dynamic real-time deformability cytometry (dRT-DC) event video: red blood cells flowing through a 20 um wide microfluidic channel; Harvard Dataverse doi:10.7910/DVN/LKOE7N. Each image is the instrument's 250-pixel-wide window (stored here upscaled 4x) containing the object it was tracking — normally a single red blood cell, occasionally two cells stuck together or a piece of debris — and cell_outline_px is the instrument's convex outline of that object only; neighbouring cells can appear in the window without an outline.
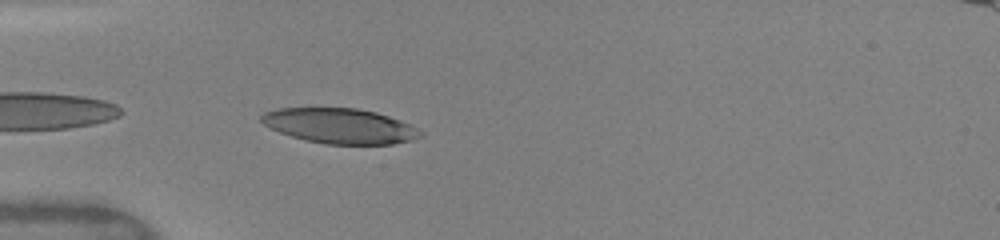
{"species": "human", "species_latin": "Homo sapiens", "temperature_condition": "warm", "stored_images_in_passage": 17, "camera_frame_rate_fps": 3000, "um_per_image_px": 0.085, "donor": {"sex": "female"}, "frame": {"image": 1, "passage_image": 1, "time_ms": 0.0, "image_size_px": [1000, 240], "cell_outline_px": [[424, 132], [420, 136], [412, 140], [392, 144], [328, 144], [304, 140], [280, 132], [264, 124], [260, 120], [260, 116], [264, 112], [276, 108], [356, 108], [376, 112], [400, 120]], "centroid_in_image_um": [28.88, 10.7], "position_along_channel_um": 56.1, "area_um2": 32.37}}
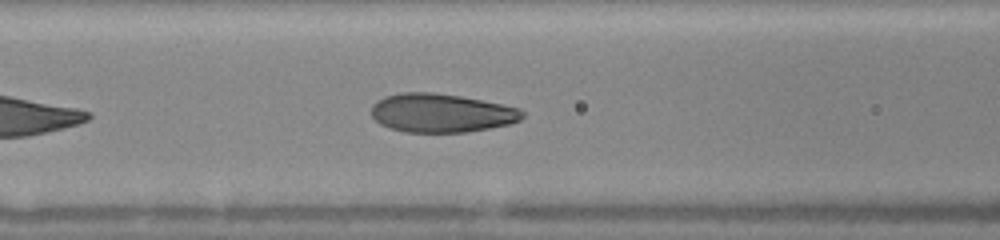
{"frame": {"image": 2, "passage_image": 7, "time_ms": 2.0, "image_size_px": [1000, 240], "cell_outline_px": [[524, 116], [520, 120], [512, 124], [468, 132], [404, 132], [388, 128], [380, 124], [372, 116], [372, 104], [376, 100], [384, 96], [400, 92], [432, 92], [460, 96], [520, 108], [524, 112]], "centroid_in_image_um": [37.49, 9.61], "position_along_channel_um": 129.1, "area_um2": 34.28}}
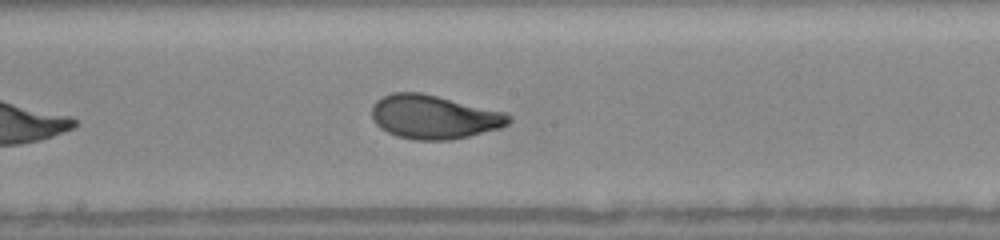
{"frame": {"image": 3, "passage_image": 13, "time_ms": 4.0, "image_size_px": [1000, 240], "cell_outline_px": [[512, 120], [508, 124], [500, 128], [468, 136], [448, 140], [412, 140], [396, 136], [380, 128], [372, 120], [372, 108], [376, 100], [392, 92], [420, 92], [508, 112], [512, 116]], "centroid_in_image_um": [36.9, 9.94], "position_along_channel_um": 211.3, "area_um2": 35.2}}